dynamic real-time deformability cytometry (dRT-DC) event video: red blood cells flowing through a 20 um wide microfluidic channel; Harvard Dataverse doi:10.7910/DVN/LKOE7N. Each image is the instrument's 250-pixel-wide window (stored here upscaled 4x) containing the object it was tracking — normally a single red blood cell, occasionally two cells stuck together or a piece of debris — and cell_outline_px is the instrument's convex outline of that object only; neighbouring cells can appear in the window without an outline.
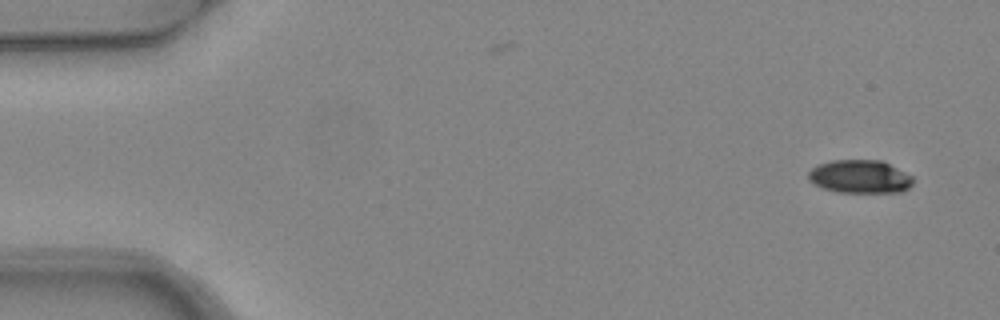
{"species": "common noctule bat (a hibernating species)", "species_latin": "Nyctalus noctula", "temperature_condition": "warm", "stored_images_in_passage": 6, "camera_frame_rate_fps": 3000, "um_per_image_px": 0.085, "animal": {"sex": "female", "body_mass_g": 24.6, "forearm_length_mm": 56.2}, "frame": {"image": 1, "passage_image": 1, "time_ms": 0.0, "image_size_px": [1000, 320], "cell_outline_px": [[912, 184], [908, 188], [900, 192], [836, 192], [824, 188], [808, 180], [808, 172], [816, 164], [832, 160], [880, 160], [912, 176]], "centroid_in_image_um": [73.05, 15.01], "position_along_channel_um": 11.9, "area_um2": 20.11}}
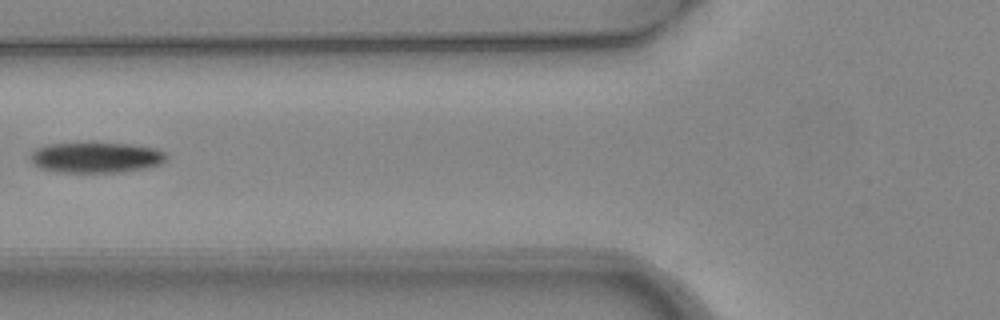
{"frame": {"image": 2, "passage_image": 5, "time_ms": 1.333, "image_size_px": [1000, 320], "cell_outline_px": [[168, 156], [160, 164], [148, 168], [120, 172], [60, 172], [40, 168], [32, 164], [28, 160], [28, 156], [36, 148], [44, 144], [128, 144], [152, 148], [164, 152]], "centroid_in_image_um": [8.1, 13.4], "position_along_channel_um": 117.7, "area_um2": 24.04}}
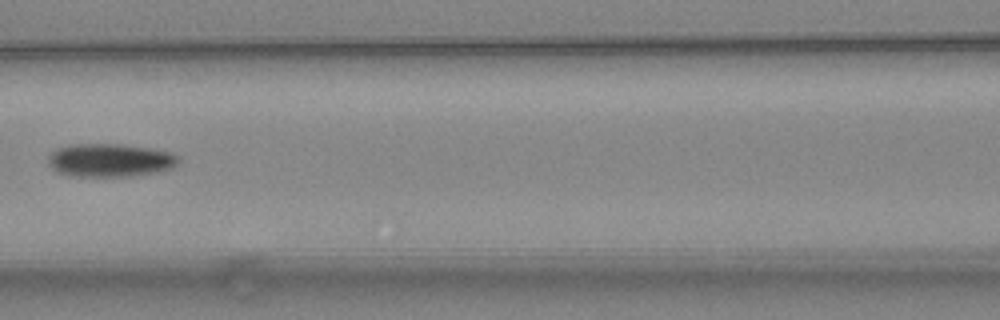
{"frame": {"image": 3, "passage_image": 6, "time_ms": 1.667, "image_size_px": [1000, 320], "cell_outline_px": [[180, 160], [172, 168], [156, 172], [132, 176], [72, 176], [56, 172], [48, 164], [48, 156], [56, 148], [72, 144], [120, 144], [152, 148], [168, 152], [176, 156]], "centroid_in_image_um": [9.31, 13.62], "position_along_channel_um": 157.3, "area_um2": 25.26}}